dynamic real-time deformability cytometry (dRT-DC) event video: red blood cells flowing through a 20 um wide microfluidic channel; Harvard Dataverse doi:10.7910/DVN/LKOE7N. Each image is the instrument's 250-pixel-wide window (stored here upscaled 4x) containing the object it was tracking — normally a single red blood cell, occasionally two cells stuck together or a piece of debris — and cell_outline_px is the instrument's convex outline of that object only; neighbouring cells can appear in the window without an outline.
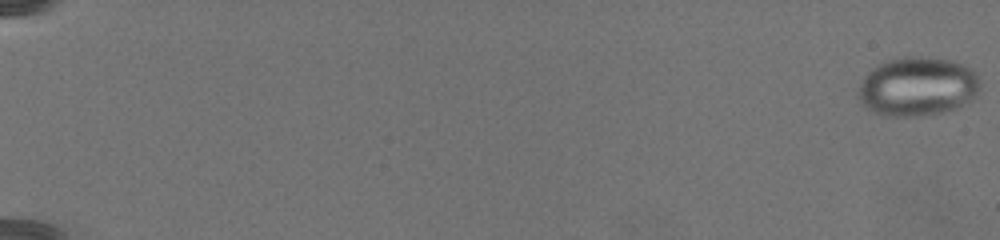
{"species": "common noctule bat (a hibernating species)", "species_latin": "Nyctalus noctula", "temperature_condition": "warm", "stored_images_in_passage": 80, "camera_frame_rate_fps": 3000, "um_per_image_px": 0.085, "animal": {"sex": "female", "body_mass_g": 19.5, "forearm_length_mm": 54.1}, "frame": {"image": 1, "passage_image": 1, "time_ms": 0.0, "image_size_px": [1000, 240], "cell_outline_px": [[980, 88], [968, 100], [956, 108], [940, 112], [920, 116], [884, 116], [872, 112], [856, 96], [860, 84], [864, 76], [872, 68], [888, 60], [904, 56], [952, 60], [972, 68], [980, 80]], "centroid_in_image_um": [77.96, 7.36], "position_along_channel_um": 7.0, "area_um2": 41.62}}
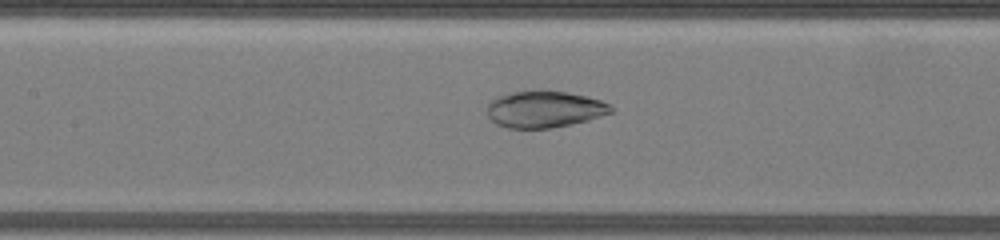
{"frame": {"image": 2, "passage_image": 42, "time_ms": 13.667, "image_size_px": [1000, 240], "cell_outline_px": [[612, 112], [588, 120], [552, 128], [508, 128], [496, 124], [488, 116], [488, 104], [496, 96], [512, 92], [540, 88], [544, 88], [568, 92], [600, 100], [608, 104], [612, 108]], "centroid_in_image_um": [46.24, 9.25], "position_along_channel_um": 161.2, "area_um2": 26.76}}
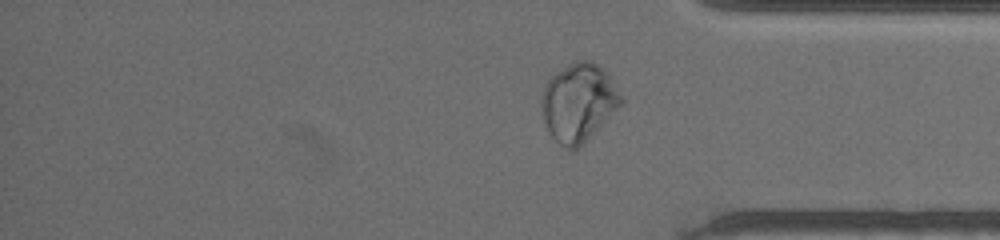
{"frame": {"image": 3, "passage_image": 67, "time_ms": 22.0, "image_size_px": [1000, 240], "cell_outline_px": [[624, 104], [576, 148], [564, 148], [552, 136], [544, 120], [540, 104], [544, 84], [556, 72], [576, 60], [592, 60], [608, 76], [624, 100]], "centroid_in_image_um": [49.16, 8.68], "position_along_channel_um": 386.0, "area_um2": 35.49}}